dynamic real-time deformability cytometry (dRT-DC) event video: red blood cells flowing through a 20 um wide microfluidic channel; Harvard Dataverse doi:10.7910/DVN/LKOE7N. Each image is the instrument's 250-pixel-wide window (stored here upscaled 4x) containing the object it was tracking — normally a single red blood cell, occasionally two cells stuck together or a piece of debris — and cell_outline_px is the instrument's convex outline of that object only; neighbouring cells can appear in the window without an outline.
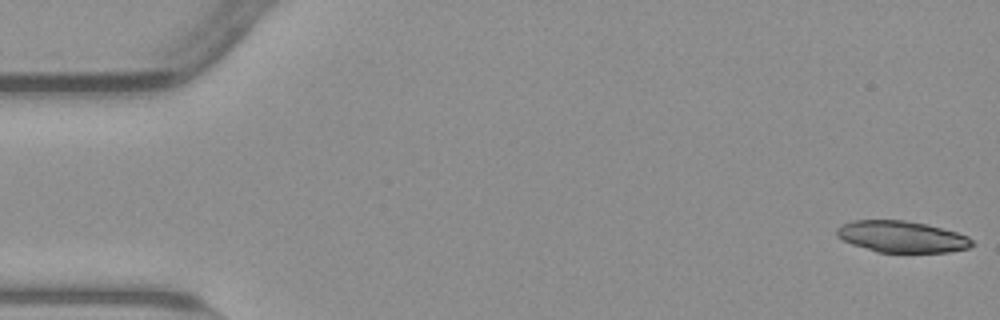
{"species": "common noctule bat (a hibernating species)", "species_latin": "Nyctalus noctula", "temperature_condition": "warm", "stored_images_in_passage": 40, "camera_frame_rate_fps": 3000, "um_per_image_px": 0.085, "animal": {"sex": "male", "body_mass_g": 23.1, "forearm_length_mm": 52.7}, "frame": {"image": 1, "passage_image": 1, "time_ms": 0.0, "image_size_px": [1000, 320], "cell_outline_px": [[976, 244], [968, 248], [948, 252], [876, 252], [852, 244], [836, 236], [836, 228], [852, 220], [904, 220], [924, 224], [956, 232], [968, 236]], "centroid_in_image_um": [76.64, 20.12], "position_along_channel_um": 8.4, "area_um2": 24.68}}
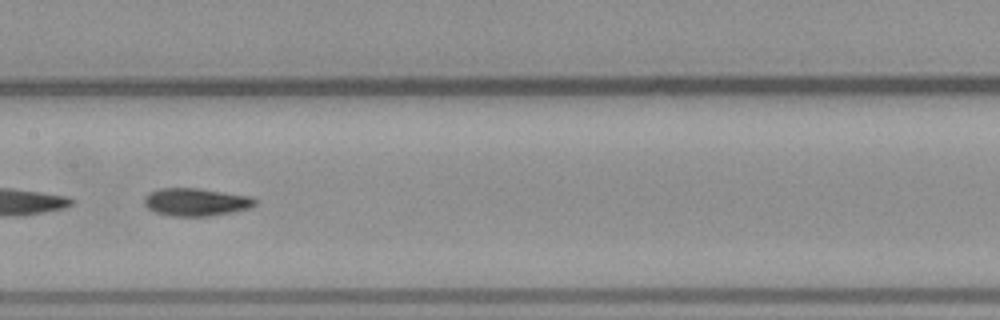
{"frame": {"image": 2, "passage_image": 27, "time_ms": 8.667, "image_size_px": [1000, 320], "cell_outline_px": [[256, 204], [248, 208], [232, 212], [208, 216], [168, 216], [156, 212], [148, 208], [144, 204], [144, 196], [148, 192], [160, 188], [200, 188], [252, 196], [256, 200]], "centroid_in_image_um": [16.64, 17.16], "position_along_channel_um": 190.8, "area_um2": 18.09}}